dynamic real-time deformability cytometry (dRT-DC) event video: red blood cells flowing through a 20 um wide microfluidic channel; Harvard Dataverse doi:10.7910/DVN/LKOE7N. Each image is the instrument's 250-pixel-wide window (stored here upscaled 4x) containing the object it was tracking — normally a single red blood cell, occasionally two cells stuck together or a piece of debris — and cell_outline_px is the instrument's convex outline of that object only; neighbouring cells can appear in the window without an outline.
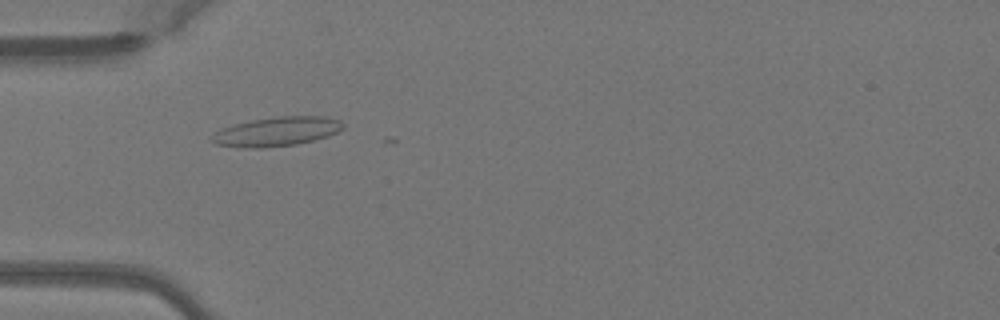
{"species": "Egyptian fruit bat (a non-hibernating species)", "species_latin": "Rousettus aegyptiacus", "temperature_condition": "warm", "stored_images_in_passage": 6, "camera_frame_rate_fps": 3000, "um_per_image_px": 0.085, "animal": {"sex": "female"}, "frame": {"image": 1, "passage_image": 1, "time_ms": 0.0, "image_size_px": [1000, 320], "cell_outline_px": [[344, 128], [328, 136], [296, 144], [260, 148], [252, 148], [216, 144], [212, 140], [212, 136], [220, 128], [232, 124], [252, 120], [276, 116], [324, 116], [340, 120], [344, 124]], "centroid_in_image_um": [23.53, 11.16], "position_along_channel_um": 61.5, "area_um2": 22.2}}
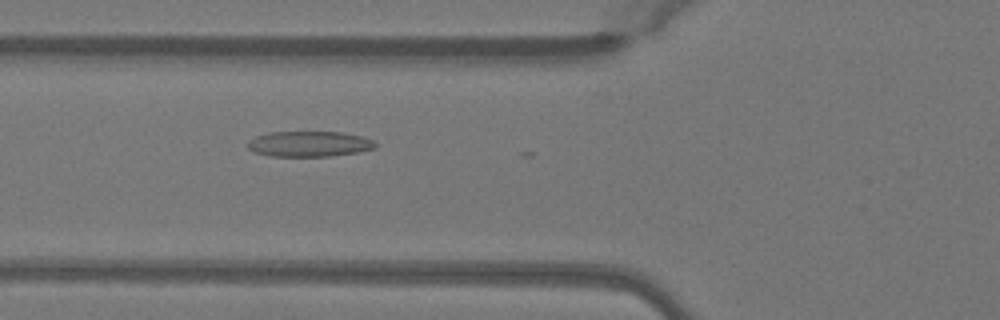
{"frame": {"image": 2, "passage_image": 4, "time_ms": 1.0, "image_size_px": [1000, 320], "cell_outline_px": [[376, 144], [372, 148], [360, 152], [332, 156], [272, 156], [256, 152], [248, 148], [248, 140], [256, 136], [268, 132], [340, 132], [360, 136], [372, 140]], "centroid_in_image_um": [26.26, 12.23], "position_along_channel_um": 99.5, "area_um2": 18.79}}